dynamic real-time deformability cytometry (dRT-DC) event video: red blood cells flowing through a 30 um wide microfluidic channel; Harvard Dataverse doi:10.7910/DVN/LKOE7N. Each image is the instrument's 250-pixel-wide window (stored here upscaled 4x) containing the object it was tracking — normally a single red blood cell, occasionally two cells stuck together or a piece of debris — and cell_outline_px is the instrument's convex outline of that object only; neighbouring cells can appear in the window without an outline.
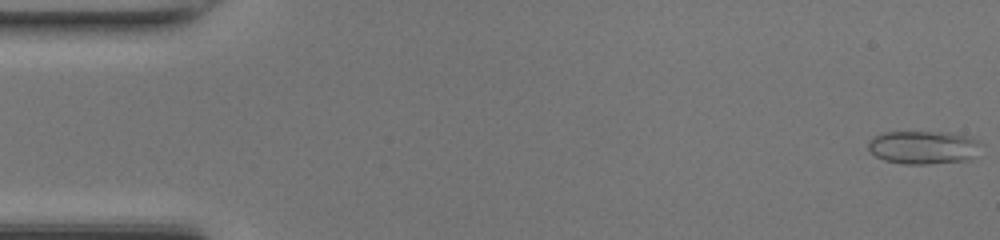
{"species": "common noctule bat (a hibernating species)", "species_latin": "Nyctalus noctula", "temperature_condition": "room temperature", "stored_images_in_passage": 48, "camera_frame_rate_fps": 3000, "um_per_image_px": 0.085, "animal": {"sex": "female", "body_mass_g": 17.0, "forearm_length_mm": 48.0}, "frame": {"image": 1, "passage_image": 1, "time_ms": 0.0, "image_size_px": [1000, 240], "cell_outline_px": [[980, 140], [972, 160], [928, 164], [904, 164], [884, 160], [876, 156], [868, 148], [868, 140], [872, 136], [884, 132], [956, 132], [972, 136]], "centroid_in_image_um": [78.49, 12.51], "position_along_channel_um": 6.5, "area_um2": 22.2}}
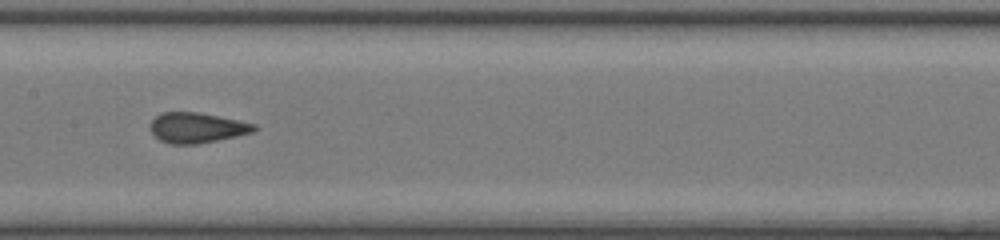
{"frame": {"image": 2, "passage_image": 24, "time_ms": 7.667, "image_size_px": [1000, 240], "cell_outline_px": [[256, 128], [252, 132], [236, 136], [196, 144], [172, 144], [160, 140], [152, 132], [152, 120], [156, 116], [164, 112], [200, 112], [256, 124]], "centroid_in_image_um": [16.74, 10.85], "position_along_channel_um": 190.7, "area_um2": 17.98}}
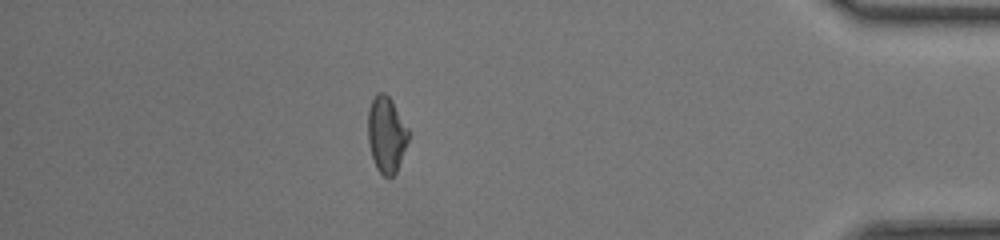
{"frame": {"image": 3, "passage_image": 42, "time_ms": 13.667, "image_size_px": [1000, 240], "cell_outline_px": [[408, 140], [396, 172], [392, 176], [384, 176], [376, 168], [372, 156], [368, 140], [368, 108], [376, 92], [384, 92], [392, 100], [408, 128]], "centroid_in_image_um": [32.83, 11.4], "position_along_channel_um": 402.4, "area_um2": 17.8}, "authors_computed_cell_mechanics": {"area_um2": 18.496, "velocity_mm_per_s": 4.3364, "shape_relaxation_time_tau1_ms": null, "shape_relaxation_time_tau2_ms": 0.5126, "deformation_change_tau1": null, "deformation_change_tau2": 0.0441}}